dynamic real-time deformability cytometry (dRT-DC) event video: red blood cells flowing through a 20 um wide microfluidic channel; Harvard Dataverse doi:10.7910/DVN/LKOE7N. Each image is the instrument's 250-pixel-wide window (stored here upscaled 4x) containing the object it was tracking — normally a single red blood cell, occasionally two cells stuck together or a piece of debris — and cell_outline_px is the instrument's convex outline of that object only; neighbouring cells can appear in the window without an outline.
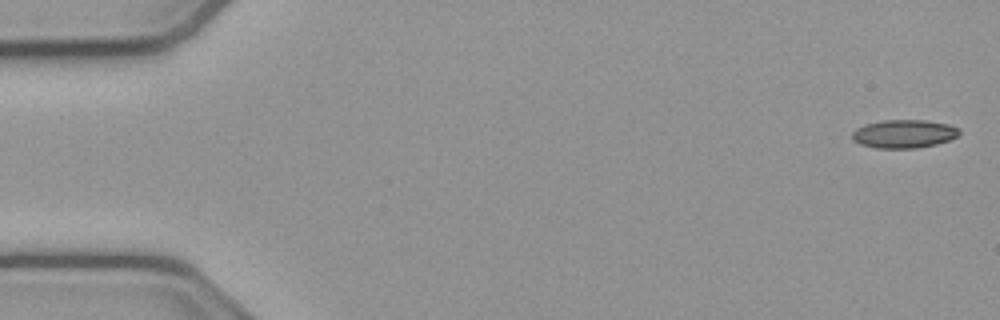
{"species": "common noctule bat (a hibernating species)", "species_latin": "Nyctalus noctula", "temperature_condition": "cold", "stored_images_in_passage": 49, "camera_frame_rate_fps": 3000, "um_per_image_px": 0.085, "animal": {"sex": "male", "body_mass_g": 23.1, "forearm_length_mm": 52.7}, "frame": {"image": 1, "passage_image": 1, "time_ms": 0.0, "image_size_px": [1000, 320], "cell_outline_px": [[960, 132], [956, 136], [948, 140], [936, 144], [916, 148], [876, 148], [860, 144], [852, 140], [852, 132], [856, 128], [864, 124], [880, 120], [924, 120], [948, 124], [956, 128]], "centroid_in_image_um": [76.77, 11.37], "position_along_channel_um": 8.2, "area_um2": 17.63}}
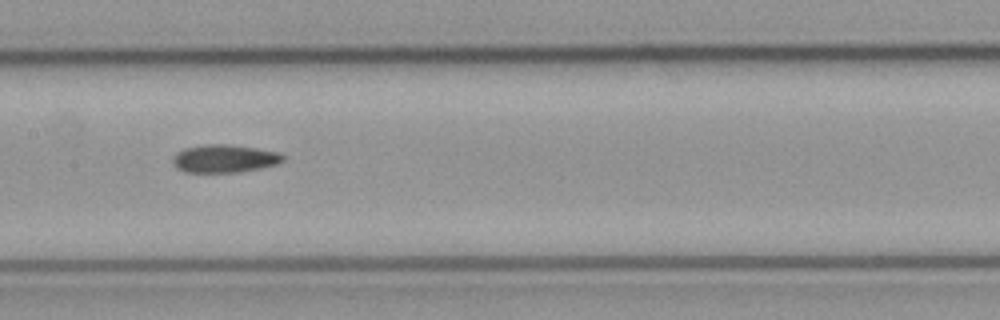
{"frame": {"image": 2, "passage_image": 26, "time_ms": 8.333, "image_size_px": [1000, 320], "cell_outline_px": [[284, 160], [280, 164], [240, 172], [184, 172], [176, 168], [172, 164], [172, 156], [176, 152], [184, 148], [204, 144], [228, 144], [256, 148], [280, 152], [284, 156]], "centroid_in_image_um": [19.06, 13.48], "position_along_channel_um": 188.3, "area_um2": 18.26}}
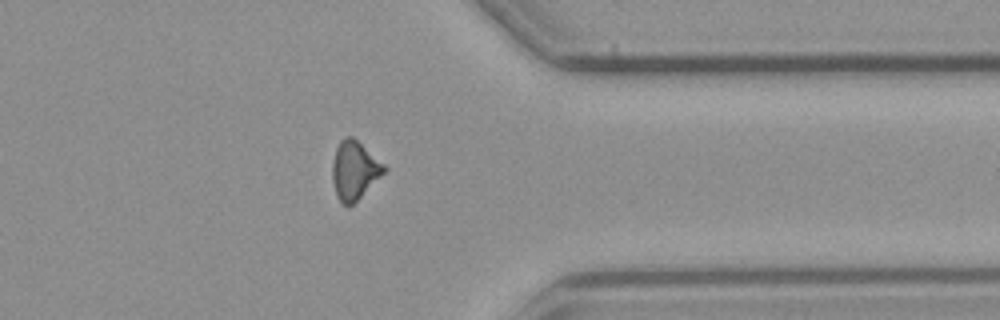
{"frame": {"image": 3, "passage_image": 42, "time_ms": 13.667, "image_size_px": [1000, 320], "cell_outline_px": [[388, 168], [348, 208], [336, 196], [332, 180], [332, 164], [336, 148], [340, 140], [344, 136], [352, 136], [384, 164]], "centroid_in_image_um": [30.09, 14.45], "position_along_channel_um": 381.3, "area_um2": 17.28}}